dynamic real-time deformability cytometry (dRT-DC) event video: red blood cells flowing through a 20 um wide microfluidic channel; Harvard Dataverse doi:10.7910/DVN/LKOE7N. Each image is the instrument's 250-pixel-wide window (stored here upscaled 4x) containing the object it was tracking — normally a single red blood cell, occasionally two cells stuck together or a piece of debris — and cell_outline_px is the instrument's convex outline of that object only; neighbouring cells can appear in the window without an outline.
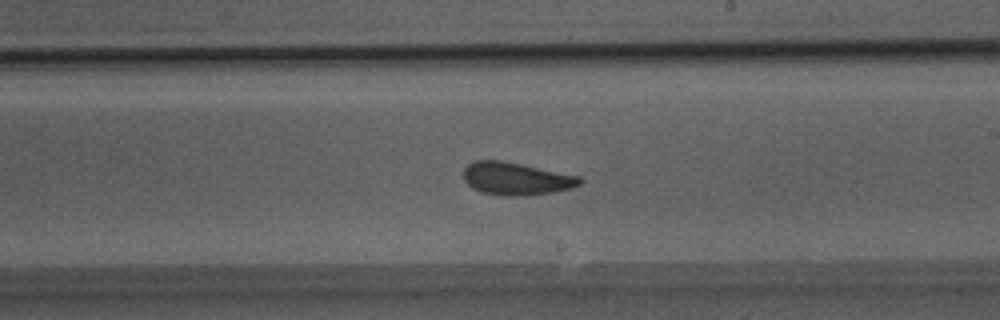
{"species": "Egyptian fruit bat (a non-hibernating species)", "species_latin": "Rousettus aegyptiacus", "temperature_condition": "room temperature", "stored_images_in_passage": 40, "segment_of_instrument_passage": [1, 2], "camera_frame_rate_fps": 3000, "um_per_image_px": 0.085, "animal": {"sex": "male"}, "frame": {"image": 1, "passage_image": 18, "time_ms": 5.667, "image_size_px": [1000, 320], "cell_outline_px": [[584, 180], [580, 184], [572, 188], [552, 192], [524, 196], [500, 196], [480, 192], [472, 188], [464, 180], [464, 168], [472, 160], [500, 160], [580, 176]], "centroid_in_image_um": [43.85, 15.2], "position_along_channel_um": 245.2, "area_um2": 22.25}}
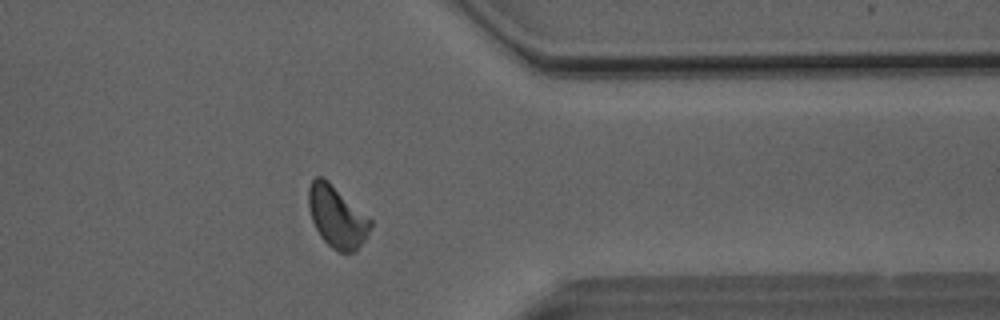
{"frame": {"image": 2, "passage_image": 29, "time_ms": 9.333, "image_size_px": [1000, 320], "cell_outline_px": [[372, 228], [356, 252], [340, 252], [332, 248], [320, 236], [312, 220], [308, 204], [308, 188], [312, 180], [316, 176], [324, 176], [372, 220]], "centroid_in_image_um": [28.64, 18.41], "position_along_channel_um": 382.8, "area_um2": 22.31}}
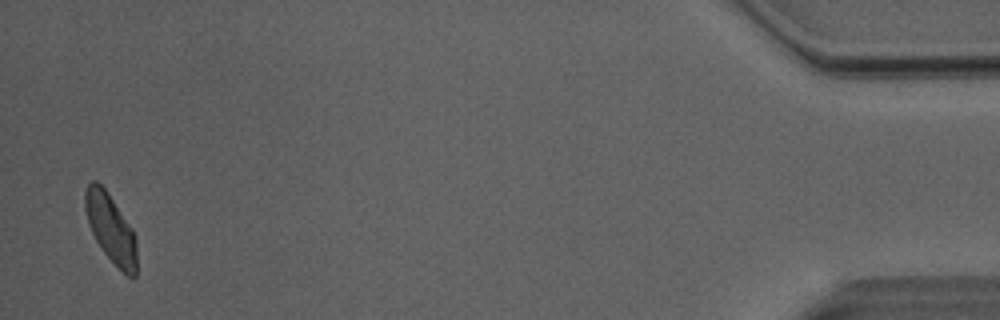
{"frame": {"image": 3, "passage_image": 38, "time_ms": 12.333, "image_size_px": [1000, 320], "cell_outline_px": [[136, 276], [128, 276], [104, 252], [96, 240], [88, 224], [84, 208], [84, 192], [88, 184], [92, 180], [96, 180], [108, 192], [132, 228], [136, 240]], "centroid_in_image_um": [9.39, 19.36], "position_along_channel_um": 425.8, "area_um2": 20.4}}